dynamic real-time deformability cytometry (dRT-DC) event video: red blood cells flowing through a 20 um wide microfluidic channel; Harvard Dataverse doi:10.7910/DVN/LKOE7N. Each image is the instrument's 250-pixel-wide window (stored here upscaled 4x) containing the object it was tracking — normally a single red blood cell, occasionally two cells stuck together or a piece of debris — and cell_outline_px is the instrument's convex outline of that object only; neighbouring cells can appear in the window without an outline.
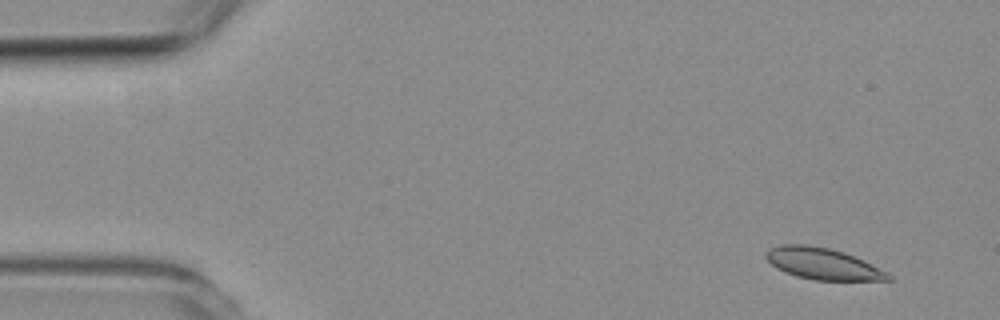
{"species": "common noctule bat (a hibernating species)", "species_latin": "Nyctalus noctula", "temperature_condition": "room temperature", "stored_images_in_passage": 4, "camera_frame_rate_fps": 3000, "um_per_image_px": 0.085, "animal": {"sex": "female", "body_mass_g": 19.3, "forearm_length_mm": 54.1}, "frame": {"image": 1, "passage_image": 1, "time_ms": 0.0, "image_size_px": [1000, 320], "cell_outline_px": [[892, 280], [812, 280], [796, 276], [784, 272], [776, 268], [764, 256], [764, 252], [768, 248], [780, 244], [804, 244], [828, 248], [844, 252], [864, 260], [888, 272], [892, 276]], "centroid_in_image_um": [69.91, 22.41], "position_along_channel_um": 15.1, "area_um2": 22.6}}